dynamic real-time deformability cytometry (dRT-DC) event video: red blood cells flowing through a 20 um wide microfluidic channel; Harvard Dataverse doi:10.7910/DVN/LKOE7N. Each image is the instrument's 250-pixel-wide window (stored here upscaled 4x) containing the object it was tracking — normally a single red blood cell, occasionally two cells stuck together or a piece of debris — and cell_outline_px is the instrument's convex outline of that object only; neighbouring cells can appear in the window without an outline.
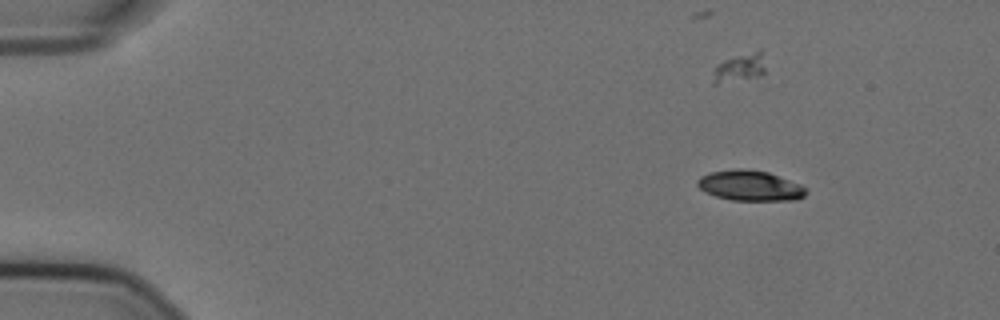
{"species": "Egyptian fruit bat (a non-hibernating species)", "species_latin": "Rousettus aegyptiacus", "temperature_condition": "cold", "stored_images_in_passage": 57, "camera_frame_rate_fps": 3000, "um_per_image_px": 0.085, "animal": {"sex": "female"}, "frame": {"image": 1, "passage_image": 7, "time_ms": 2.0, "image_size_px": [1000, 320], "cell_outline_px": [[808, 192], [804, 196], [796, 200], [732, 200], [716, 196], [700, 188], [696, 184], [696, 180], [700, 176], [708, 172], [736, 168], [744, 168], [768, 172], [800, 184]], "centroid_in_image_um": [63.73, 15.76], "position_along_channel_um": 21.3, "area_um2": 19.19}}